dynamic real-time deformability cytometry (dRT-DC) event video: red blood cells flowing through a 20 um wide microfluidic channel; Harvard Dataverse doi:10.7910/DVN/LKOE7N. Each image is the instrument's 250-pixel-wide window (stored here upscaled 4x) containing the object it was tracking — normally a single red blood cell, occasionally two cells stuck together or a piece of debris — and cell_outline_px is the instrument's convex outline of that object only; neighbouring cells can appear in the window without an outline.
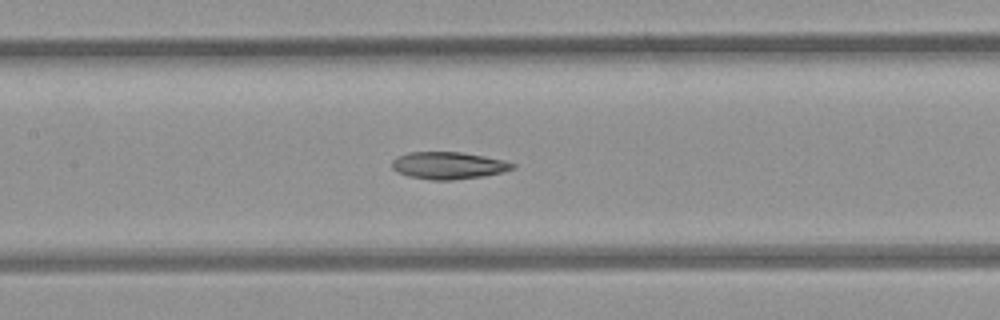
{"species": "common noctule bat (a hibernating species)", "species_latin": "Nyctalus noctula", "temperature_condition": "room temperature", "stored_images_in_passage": 37, "camera_frame_rate_fps": 3000, "um_per_image_px": 0.085, "animal": {"sex": "female", "body_mass_g": 21.9}, "frame": {"image": 1, "passage_image": 8, "time_ms": 2.333, "image_size_px": [1000, 320], "cell_outline_px": [[516, 168], [504, 172], [484, 176], [452, 180], [432, 180], [408, 176], [396, 172], [392, 168], [392, 160], [408, 152], [460, 152], [484, 156], [504, 160], [516, 164]], "centroid_in_image_um": [38.14, 14.07], "position_along_channel_um": 169.3, "area_um2": 19.19}}
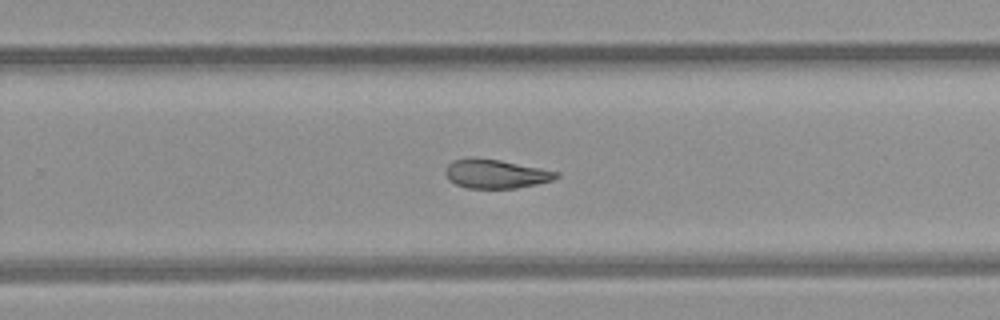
{"frame": {"image": 2, "passage_image": 17, "time_ms": 5.333, "image_size_px": [1000, 320], "cell_outline_px": [[560, 176], [552, 180], [536, 184], [516, 188], [468, 188], [456, 184], [448, 180], [444, 172], [448, 164], [452, 160], [500, 160], [560, 172]], "centroid_in_image_um": [42.17, 14.81], "position_along_channel_um": 287.6, "area_um2": 18.15}}
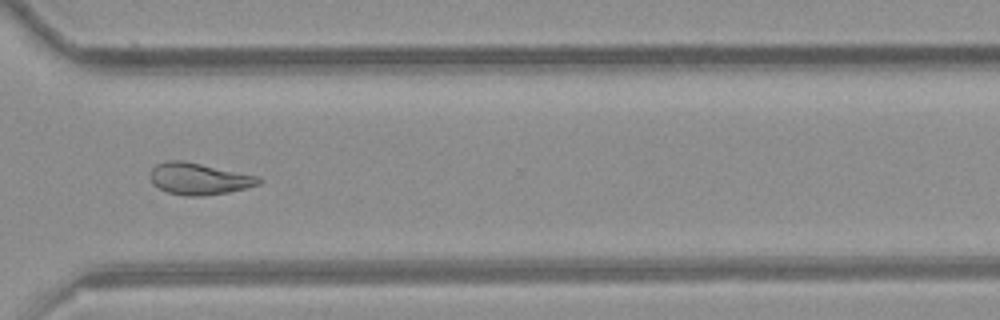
{"frame": {"image": 3, "passage_image": 22, "time_ms": 7.0, "image_size_px": [1000, 320], "cell_outline_px": [[264, 180], [260, 184], [248, 188], [228, 192], [204, 196], [184, 196], [168, 192], [152, 184], [152, 168], [156, 164], [168, 160], [180, 160], [260, 176]], "centroid_in_image_um": [16.97, 15.21], "position_along_channel_um": 353.6, "area_um2": 20.0}}